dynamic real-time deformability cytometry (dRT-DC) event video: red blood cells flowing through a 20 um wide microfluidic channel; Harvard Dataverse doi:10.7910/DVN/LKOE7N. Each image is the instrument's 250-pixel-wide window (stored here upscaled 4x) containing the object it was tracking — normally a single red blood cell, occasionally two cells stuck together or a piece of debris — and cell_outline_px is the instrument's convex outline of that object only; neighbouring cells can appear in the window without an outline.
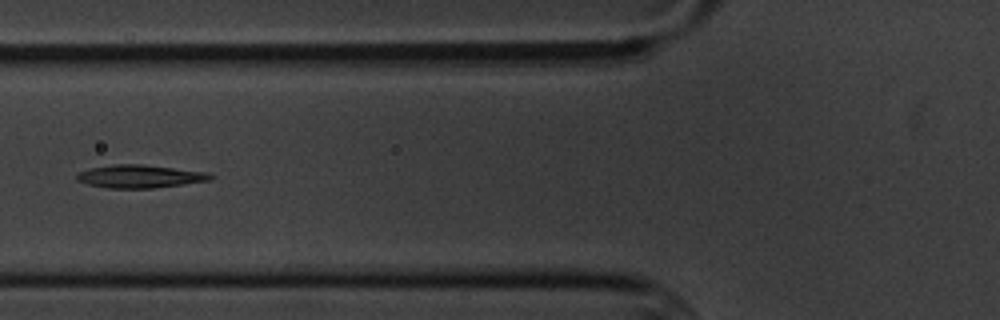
{"species": "common noctule bat (a hibernating species)", "species_latin": "Nyctalus noctula", "temperature_condition": "cold", "stored_images_in_passage": 7, "camera_frame_rate_fps": 3000, "um_per_image_px": 0.085, "animal": {"sex": "male", "body_mass_g": 20.1, "forearm_length_mm": 53.5}, "frame": {"image": 1, "passage_image": 2, "time_ms": 1.333, "image_size_px": [1000, 320], "cell_outline_px": [[216, 176], [212, 180], [184, 184], [152, 188], [108, 188], [88, 184], [76, 180], [76, 172], [88, 168], [112, 164], [144, 164], [208, 172]], "centroid_in_image_um": [11.89, 14.98], "position_along_channel_um": 113.9, "area_um2": 18.21}}
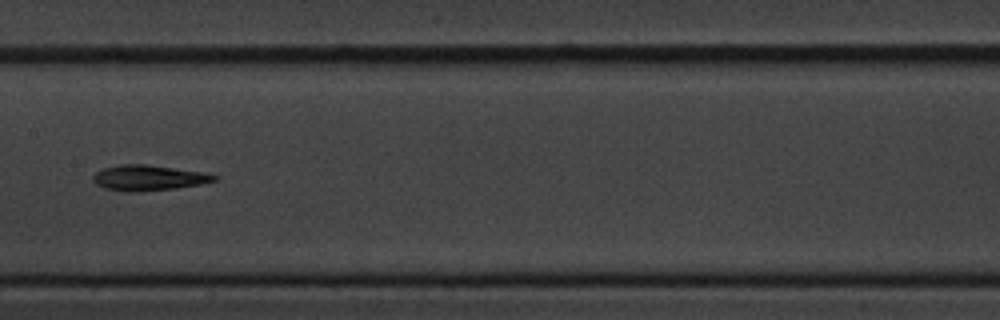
{"frame": {"image": 2, "passage_image": 4, "time_ms": 3.667, "image_size_px": [1000, 320], "cell_outline_px": [[220, 176], [216, 180], [200, 184], [176, 188], [136, 192], [128, 192], [104, 188], [96, 184], [92, 180], [92, 176], [96, 172], [104, 168], [120, 164], [144, 164], [200, 172]], "centroid_in_image_um": [12.58, 15.12], "position_along_channel_um": 194.8, "area_um2": 17.8}}
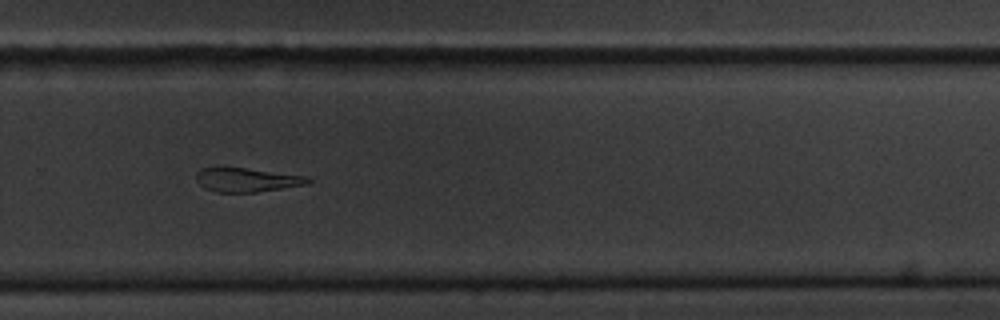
{"frame": {"image": 3, "passage_image": 7, "time_ms": 7.0, "image_size_px": [1000, 320], "cell_outline_px": [[312, 180], [308, 184], [256, 192], [216, 192], [204, 188], [196, 180], [196, 172], [200, 168], [220, 164], [308, 176]], "centroid_in_image_um": [20.91, 15.24], "position_along_channel_um": 308.9, "area_um2": 16.36}}